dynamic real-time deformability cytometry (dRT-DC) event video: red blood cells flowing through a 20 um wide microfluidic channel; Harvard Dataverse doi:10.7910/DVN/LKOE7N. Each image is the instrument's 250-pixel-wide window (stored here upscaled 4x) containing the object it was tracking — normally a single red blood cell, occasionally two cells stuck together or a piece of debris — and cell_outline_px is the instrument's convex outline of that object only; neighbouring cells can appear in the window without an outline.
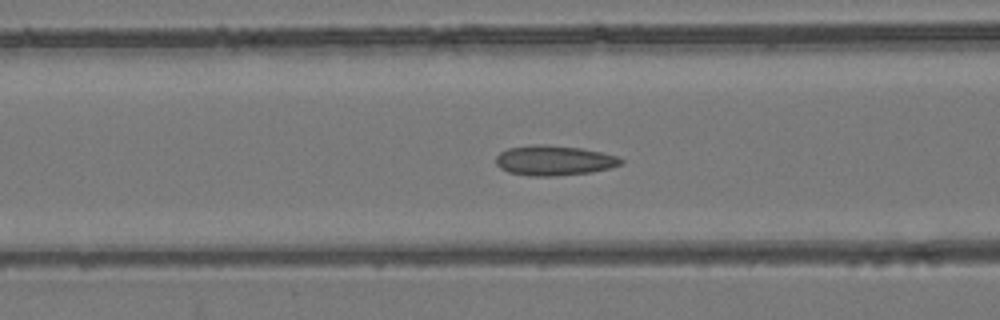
{"species": "common noctule bat (a hibernating species)", "species_latin": "Nyctalus noctula", "temperature_condition": "room temperature", "stored_images_in_passage": 55, "camera_frame_rate_fps": 3000, "um_per_image_px": 0.085, "animal": {"sex": "female", "body_mass_g": 24.6, "forearm_length_mm": 56.2}, "frame": {"image": 1, "passage_image": 23, "time_ms": 7.333, "image_size_px": [1000, 320], "cell_outline_px": [[624, 160], [620, 164], [608, 168], [592, 172], [556, 176], [528, 176], [508, 172], [500, 168], [496, 164], [496, 156], [500, 152], [508, 148], [532, 144], [544, 144], [580, 148], [600, 152], [616, 156]], "centroid_in_image_um": [47.04, 13.64], "position_along_channel_um": 119.6, "area_um2": 21.85}}
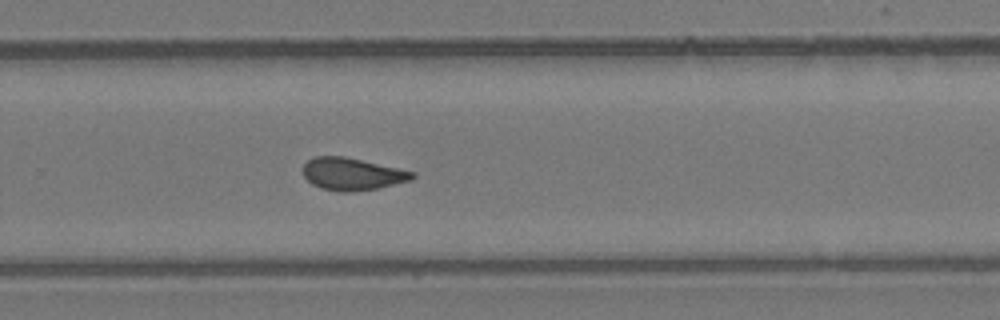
{"frame": {"image": 2, "passage_image": 37, "time_ms": 12.0, "image_size_px": [1000, 320], "cell_outline_px": [[416, 176], [412, 180], [380, 188], [352, 192], [340, 192], [320, 188], [312, 184], [304, 176], [304, 164], [308, 160], [316, 156], [344, 156], [416, 172]], "centroid_in_image_um": [29.97, 14.8], "position_along_channel_um": 299.8, "area_um2": 20.69}}
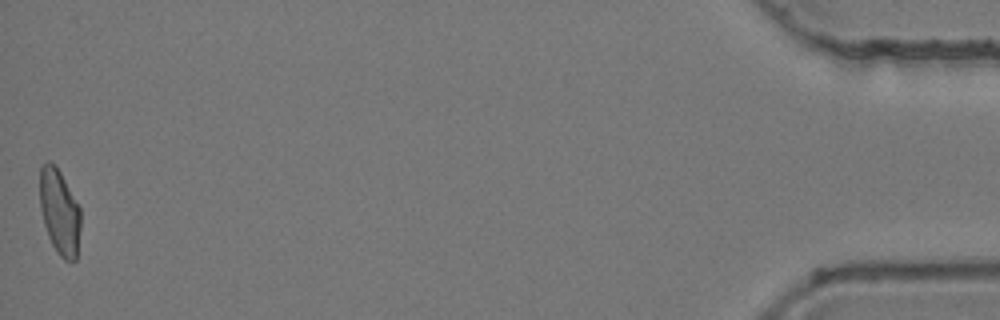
{"frame": {"image": 3, "passage_image": 55, "time_ms": 18.0, "image_size_px": [1000, 320], "cell_outline_px": [[80, 228], [76, 260], [64, 260], [60, 256], [52, 244], [48, 236], [44, 224], [40, 208], [40, 168], [48, 160], [56, 164], [80, 208]], "centroid_in_image_um": [5.05, 17.99], "position_along_channel_um": 430.1, "area_um2": 20.23}, "authors_computed_cell_mechanics": {"area_um2": 21.0392, "velocity_mm_per_s": 3.8723, "shape_relaxation_time_tau1_ms": null, "shape_relaxation_time_tau2_ms": 1.4817, "deformation_change_tau1": null, "deformation_change_tau2": 0.0747}}